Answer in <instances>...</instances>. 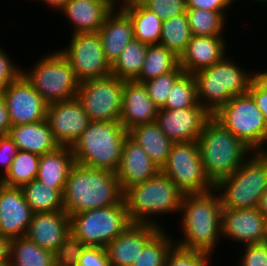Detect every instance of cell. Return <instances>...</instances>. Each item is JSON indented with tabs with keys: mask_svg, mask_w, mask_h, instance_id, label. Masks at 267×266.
I'll return each mask as SVG.
<instances>
[{
	"mask_svg": "<svg viewBox=\"0 0 267 266\" xmlns=\"http://www.w3.org/2000/svg\"><path fill=\"white\" fill-rule=\"evenodd\" d=\"M161 172L174 182L183 195L215 189V184L205 172L197 142H173Z\"/></svg>",
	"mask_w": 267,
	"mask_h": 266,
	"instance_id": "8fae6325",
	"label": "cell"
},
{
	"mask_svg": "<svg viewBox=\"0 0 267 266\" xmlns=\"http://www.w3.org/2000/svg\"><path fill=\"white\" fill-rule=\"evenodd\" d=\"M243 68L226 55L211 67L195 72L198 103L214 115L231 98L247 93L257 72Z\"/></svg>",
	"mask_w": 267,
	"mask_h": 266,
	"instance_id": "277c9868",
	"label": "cell"
},
{
	"mask_svg": "<svg viewBox=\"0 0 267 266\" xmlns=\"http://www.w3.org/2000/svg\"><path fill=\"white\" fill-rule=\"evenodd\" d=\"M127 134L143 148L159 168H162L168 159L173 142L155 122L135 126L128 130Z\"/></svg>",
	"mask_w": 267,
	"mask_h": 266,
	"instance_id": "83f0119b",
	"label": "cell"
},
{
	"mask_svg": "<svg viewBox=\"0 0 267 266\" xmlns=\"http://www.w3.org/2000/svg\"><path fill=\"white\" fill-rule=\"evenodd\" d=\"M180 65V58L171 50L160 44L148 45L142 70L135 80L143 83L173 71Z\"/></svg>",
	"mask_w": 267,
	"mask_h": 266,
	"instance_id": "d6a6232c",
	"label": "cell"
},
{
	"mask_svg": "<svg viewBox=\"0 0 267 266\" xmlns=\"http://www.w3.org/2000/svg\"><path fill=\"white\" fill-rule=\"evenodd\" d=\"M133 221L122 200L109 207L90 209L70 216V231L86 246L105 248Z\"/></svg>",
	"mask_w": 267,
	"mask_h": 266,
	"instance_id": "30bf717a",
	"label": "cell"
},
{
	"mask_svg": "<svg viewBox=\"0 0 267 266\" xmlns=\"http://www.w3.org/2000/svg\"><path fill=\"white\" fill-rule=\"evenodd\" d=\"M186 8L206 9L210 11H227L232 8L230 0H185ZM228 8V9H227Z\"/></svg>",
	"mask_w": 267,
	"mask_h": 266,
	"instance_id": "c3c4849f",
	"label": "cell"
},
{
	"mask_svg": "<svg viewBox=\"0 0 267 266\" xmlns=\"http://www.w3.org/2000/svg\"><path fill=\"white\" fill-rule=\"evenodd\" d=\"M222 205L215 189L182 196L179 225L183 238L176 245L185 250L201 251L212 256L221 236ZM219 239V240H218Z\"/></svg>",
	"mask_w": 267,
	"mask_h": 266,
	"instance_id": "6da1fadb",
	"label": "cell"
},
{
	"mask_svg": "<svg viewBox=\"0 0 267 266\" xmlns=\"http://www.w3.org/2000/svg\"><path fill=\"white\" fill-rule=\"evenodd\" d=\"M32 216L22 189L0 182V234L9 240L24 237Z\"/></svg>",
	"mask_w": 267,
	"mask_h": 266,
	"instance_id": "ac0fdd59",
	"label": "cell"
},
{
	"mask_svg": "<svg viewBox=\"0 0 267 266\" xmlns=\"http://www.w3.org/2000/svg\"><path fill=\"white\" fill-rule=\"evenodd\" d=\"M197 143L205 172L214 184L233 174L253 153L213 116L205 124Z\"/></svg>",
	"mask_w": 267,
	"mask_h": 266,
	"instance_id": "5b68a950",
	"label": "cell"
},
{
	"mask_svg": "<svg viewBox=\"0 0 267 266\" xmlns=\"http://www.w3.org/2000/svg\"><path fill=\"white\" fill-rule=\"evenodd\" d=\"M19 149L15 145L13 139L8 135H0V167L1 174L0 179H2L8 172L13 159L17 156Z\"/></svg>",
	"mask_w": 267,
	"mask_h": 266,
	"instance_id": "bcb514c9",
	"label": "cell"
},
{
	"mask_svg": "<svg viewBox=\"0 0 267 266\" xmlns=\"http://www.w3.org/2000/svg\"><path fill=\"white\" fill-rule=\"evenodd\" d=\"M248 93L252 96L258 109L267 122V84L256 74L252 79Z\"/></svg>",
	"mask_w": 267,
	"mask_h": 266,
	"instance_id": "7dc6e473",
	"label": "cell"
},
{
	"mask_svg": "<svg viewBox=\"0 0 267 266\" xmlns=\"http://www.w3.org/2000/svg\"><path fill=\"white\" fill-rule=\"evenodd\" d=\"M8 266H54L53 252L39 247L26 236L10 240Z\"/></svg>",
	"mask_w": 267,
	"mask_h": 266,
	"instance_id": "f546056e",
	"label": "cell"
},
{
	"mask_svg": "<svg viewBox=\"0 0 267 266\" xmlns=\"http://www.w3.org/2000/svg\"><path fill=\"white\" fill-rule=\"evenodd\" d=\"M182 196L174 182L161 171L153 178L123 191V201L133 223L152 224L160 228L163 227L157 215L180 213Z\"/></svg>",
	"mask_w": 267,
	"mask_h": 266,
	"instance_id": "3957f363",
	"label": "cell"
},
{
	"mask_svg": "<svg viewBox=\"0 0 267 266\" xmlns=\"http://www.w3.org/2000/svg\"><path fill=\"white\" fill-rule=\"evenodd\" d=\"M86 245L71 232L53 252L54 266H77Z\"/></svg>",
	"mask_w": 267,
	"mask_h": 266,
	"instance_id": "ab89813d",
	"label": "cell"
},
{
	"mask_svg": "<svg viewBox=\"0 0 267 266\" xmlns=\"http://www.w3.org/2000/svg\"><path fill=\"white\" fill-rule=\"evenodd\" d=\"M115 6L111 0H69L60 13L72 24L71 34L99 32Z\"/></svg>",
	"mask_w": 267,
	"mask_h": 266,
	"instance_id": "603a6c76",
	"label": "cell"
},
{
	"mask_svg": "<svg viewBox=\"0 0 267 266\" xmlns=\"http://www.w3.org/2000/svg\"><path fill=\"white\" fill-rule=\"evenodd\" d=\"M215 190L222 208L258 207L267 190V151L253 152L233 174L220 179Z\"/></svg>",
	"mask_w": 267,
	"mask_h": 266,
	"instance_id": "52a82bcc",
	"label": "cell"
},
{
	"mask_svg": "<svg viewBox=\"0 0 267 266\" xmlns=\"http://www.w3.org/2000/svg\"><path fill=\"white\" fill-rule=\"evenodd\" d=\"M77 266H111L106 248L86 246Z\"/></svg>",
	"mask_w": 267,
	"mask_h": 266,
	"instance_id": "f6af8a7d",
	"label": "cell"
},
{
	"mask_svg": "<svg viewBox=\"0 0 267 266\" xmlns=\"http://www.w3.org/2000/svg\"><path fill=\"white\" fill-rule=\"evenodd\" d=\"M238 266H267V242L244 245Z\"/></svg>",
	"mask_w": 267,
	"mask_h": 266,
	"instance_id": "ee69618b",
	"label": "cell"
},
{
	"mask_svg": "<svg viewBox=\"0 0 267 266\" xmlns=\"http://www.w3.org/2000/svg\"><path fill=\"white\" fill-rule=\"evenodd\" d=\"M212 115L198 104L195 108L159 109L155 123L172 142H197Z\"/></svg>",
	"mask_w": 267,
	"mask_h": 266,
	"instance_id": "e0dca14e",
	"label": "cell"
},
{
	"mask_svg": "<svg viewBox=\"0 0 267 266\" xmlns=\"http://www.w3.org/2000/svg\"><path fill=\"white\" fill-rule=\"evenodd\" d=\"M232 3H235L236 0H230ZM250 1V0H249ZM251 1H255V2H259L260 4H262L263 0H251Z\"/></svg>",
	"mask_w": 267,
	"mask_h": 266,
	"instance_id": "9f6ffc18",
	"label": "cell"
},
{
	"mask_svg": "<svg viewBox=\"0 0 267 266\" xmlns=\"http://www.w3.org/2000/svg\"><path fill=\"white\" fill-rule=\"evenodd\" d=\"M162 229L152 224H131L105 247L111 266H132L144 247Z\"/></svg>",
	"mask_w": 267,
	"mask_h": 266,
	"instance_id": "d6986e66",
	"label": "cell"
},
{
	"mask_svg": "<svg viewBox=\"0 0 267 266\" xmlns=\"http://www.w3.org/2000/svg\"><path fill=\"white\" fill-rule=\"evenodd\" d=\"M70 232V216L65 210H59L33 213L25 236L39 247L54 252Z\"/></svg>",
	"mask_w": 267,
	"mask_h": 266,
	"instance_id": "7402d4cb",
	"label": "cell"
},
{
	"mask_svg": "<svg viewBox=\"0 0 267 266\" xmlns=\"http://www.w3.org/2000/svg\"><path fill=\"white\" fill-rule=\"evenodd\" d=\"M41 1L44 2L46 6L48 5V8L50 6V8L52 7L56 11L59 9L58 10L59 12L69 0H41Z\"/></svg>",
	"mask_w": 267,
	"mask_h": 266,
	"instance_id": "816d5d0a",
	"label": "cell"
},
{
	"mask_svg": "<svg viewBox=\"0 0 267 266\" xmlns=\"http://www.w3.org/2000/svg\"><path fill=\"white\" fill-rule=\"evenodd\" d=\"M122 200L123 191L116 172L77 163L72 166L63 192L64 210L69 216L116 205Z\"/></svg>",
	"mask_w": 267,
	"mask_h": 266,
	"instance_id": "7a4b0ae2",
	"label": "cell"
},
{
	"mask_svg": "<svg viewBox=\"0 0 267 266\" xmlns=\"http://www.w3.org/2000/svg\"><path fill=\"white\" fill-rule=\"evenodd\" d=\"M70 43L59 50L69 61L80 82L111 75V65L102 49L98 32L71 34Z\"/></svg>",
	"mask_w": 267,
	"mask_h": 266,
	"instance_id": "4fadbf2b",
	"label": "cell"
},
{
	"mask_svg": "<svg viewBox=\"0 0 267 266\" xmlns=\"http://www.w3.org/2000/svg\"><path fill=\"white\" fill-rule=\"evenodd\" d=\"M46 121L59 146L72 147L91 122L75 97L48 105Z\"/></svg>",
	"mask_w": 267,
	"mask_h": 266,
	"instance_id": "2e32d148",
	"label": "cell"
},
{
	"mask_svg": "<svg viewBox=\"0 0 267 266\" xmlns=\"http://www.w3.org/2000/svg\"><path fill=\"white\" fill-rule=\"evenodd\" d=\"M223 38L225 36H192L180 56V66L184 72L194 74L220 62L226 56V51L229 52L227 40Z\"/></svg>",
	"mask_w": 267,
	"mask_h": 266,
	"instance_id": "cb8c5ba5",
	"label": "cell"
},
{
	"mask_svg": "<svg viewBox=\"0 0 267 266\" xmlns=\"http://www.w3.org/2000/svg\"><path fill=\"white\" fill-rule=\"evenodd\" d=\"M158 110L143 83L135 80L124 81L119 122L126 131L141 124L155 122Z\"/></svg>",
	"mask_w": 267,
	"mask_h": 266,
	"instance_id": "ffe728a7",
	"label": "cell"
},
{
	"mask_svg": "<svg viewBox=\"0 0 267 266\" xmlns=\"http://www.w3.org/2000/svg\"><path fill=\"white\" fill-rule=\"evenodd\" d=\"M47 53L22 75L48 105L75 98L80 81L71 64L59 50Z\"/></svg>",
	"mask_w": 267,
	"mask_h": 266,
	"instance_id": "ba28073f",
	"label": "cell"
},
{
	"mask_svg": "<svg viewBox=\"0 0 267 266\" xmlns=\"http://www.w3.org/2000/svg\"><path fill=\"white\" fill-rule=\"evenodd\" d=\"M263 3H265V4H266V6H267V0H263L262 4H263Z\"/></svg>",
	"mask_w": 267,
	"mask_h": 266,
	"instance_id": "680465c9",
	"label": "cell"
},
{
	"mask_svg": "<svg viewBox=\"0 0 267 266\" xmlns=\"http://www.w3.org/2000/svg\"><path fill=\"white\" fill-rule=\"evenodd\" d=\"M9 263H0V266H8Z\"/></svg>",
	"mask_w": 267,
	"mask_h": 266,
	"instance_id": "6f0895ef",
	"label": "cell"
},
{
	"mask_svg": "<svg viewBox=\"0 0 267 266\" xmlns=\"http://www.w3.org/2000/svg\"><path fill=\"white\" fill-rule=\"evenodd\" d=\"M147 49L146 43L136 39L130 41L111 66V75L123 81L136 80L142 70Z\"/></svg>",
	"mask_w": 267,
	"mask_h": 266,
	"instance_id": "4dcf8cb0",
	"label": "cell"
},
{
	"mask_svg": "<svg viewBox=\"0 0 267 266\" xmlns=\"http://www.w3.org/2000/svg\"><path fill=\"white\" fill-rule=\"evenodd\" d=\"M98 33L105 58L111 66L126 45L134 39L132 20L119 5L107 15Z\"/></svg>",
	"mask_w": 267,
	"mask_h": 266,
	"instance_id": "d4e9b609",
	"label": "cell"
},
{
	"mask_svg": "<svg viewBox=\"0 0 267 266\" xmlns=\"http://www.w3.org/2000/svg\"><path fill=\"white\" fill-rule=\"evenodd\" d=\"M221 236L242 247L267 242L266 216L256 208L229 209L221 213Z\"/></svg>",
	"mask_w": 267,
	"mask_h": 266,
	"instance_id": "9a60e30c",
	"label": "cell"
},
{
	"mask_svg": "<svg viewBox=\"0 0 267 266\" xmlns=\"http://www.w3.org/2000/svg\"><path fill=\"white\" fill-rule=\"evenodd\" d=\"M145 8L154 12L162 22L186 13L185 0H138Z\"/></svg>",
	"mask_w": 267,
	"mask_h": 266,
	"instance_id": "b9f144b4",
	"label": "cell"
},
{
	"mask_svg": "<svg viewBox=\"0 0 267 266\" xmlns=\"http://www.w3.org/2000/svg\"><path fill=\"white\" fill-rule=\"evenodd\" d=\"M192 38L187 14L174 16L162 22L160 45L174 52L179 58Z\"/></svg>",
	"mask_w": 267,
	"mask_h": 266,
	"instance_id": "e575fe53",
	"label": "cell"
},
{
	"mask_svg": "<svg viewBox=\"0 0 267 266\" xmlns=\"http://www.w3.org/2000/svg\"><path fill=\"white\" fill-rule=\"evenodd\" d=\"M21 189L33 213L64 210L63 194L38 179L32 180Z\"/></svg>",
	"mask_w": 267,
	"mask_h": 266,
	"instance_id": "1f68e13d",
	"label": "cell"
},
{
	"mask_svg": "<svg viewBox=\"0 0 267 266\" xmlns=\"http://www.w3.org/2000/svg\"><path fill=\"white\" fill-rule=\"evenodd\" d=\"M258 209L267 217V190L261 197Z\"/></svg>",
	"mask_w": 267,
	"mask_h": 266,
	"instance_id": "f5cc1de1",
	"label": "cell"
},
{
	"mask_svg": "<svg viewBox=\"0 0 267 266\" xmlns=\"http://www.w3.org/2000/svg\"><path fill=\"white\" fill-rule=\"evenodd\" d=\"M198 104L195 78L193 74L184 72L175 81L167 101L161 109L178 110L195 108Z\"/></svg>",
	"mask_w": 267,
	"mask_h": 266,
	"instance_id": "74e56055",
	"label": "cell"
},
{
	"mask_svg": "<svg viewBox=\"0 0 267 266\" xmlns=\"http://www.w3.org/2000/svg\"><path fill=\"white\" fill-rule=\"evenodd\" d=\"M226 13L227 11L187 8L186 14L192 36H225V22L228 20Z\"/></svg>",
	"mask_w": 267,
	"mask_h": 266,
	"instance_id": "836d02e7",
	"label": "cell"
},
{
	"mask_svg": "<svg viewBox=\"0 0 267 266\" xmlns=\"http://www.w3.org/2000/svg\"><path fill=\"white\" fill-rule=\"evenodd\" d=\"M211 259L207 253L185 250L175 245L168 254L164 266H210Z\"/></svg>",
	"mask_w": 267,
	"mask_h": 266,
	"instance_id": "60d3db41",
	"label": "cell"
},
{
	"mask_svg": "<svg viewBox=\"0 0 267 266\" xmlns=\"http://www.w3.org/2000/svg\"><path fill=\"white\" fill-rule=\"evenodd\" d=\"M8 54L3 47H0V92L22 74L21 66L16 65L14 59Z\"/></svg>",
	"mask_w": 267,
	"mask_h": 266,
	"instance_id": "7bdbcfd3",
	"label": "cell"
},
{
	"mask_svg": "<svg viewBox=\"0 0 267 266\" xmlns=\"http://www.w3.org/2000/svg\"><path fill=\"white\" fill-rule=\"evenodd\" d=\"M170 234V235H169ZM171 233L162 229L141 251L132 266H164L168 254L176 245Z\"/></svg>",
	"mask_w": 267,
	"mask_h": 266,
	"instance_id": "8d00e7d4",
	"label": "cell"
},
{
	"mask_svg": "<svg viewBox=\"0 0 267 266\" xmlns=\"http://www.w3.org/2000/svg\"><path fill=\"white\" fill-rule=\"evenodd\" d=\"M212 116L253 152L267 151V122L248 92L231 98Z\"/></svg>",
	"mask_w": 267,
	"mask_h": 266,
	"instance_id": "9c48e42d",
	"label": "cell"
},
{
	"mask_svg": "<svg viewBox=\"0 0 267 266\" xmlns=\"http://www.w3.org/2000/svg\"><path fill=\"white\" fill-rule=\"evenodd\" d=\"M124 81L107 77L80 82L76 98L90 121L119 122L121 116Z\"/></svg>",
	"mask_w": 267,
	"mask_h": 266,
	"instance_id": "7c38bea8",
	"label": "cell"
},
{
	"mask_svg": "<svg viewBox=\"0 0 267 266\" xmlns=\"http://www.w3.org/2000/svg\"><path fill=\"white\" fill-rule=\"evenodd\" d=\"M2 94L11 126L46 120L48 104L22 74Z\"/></svg>",
	"mask_w": 267,
	"mask_h": 266,
	"instance_id": "5bb4252c",
	"label": "cell"
},
{
	"mask_svg": "<svg viewBox=\"0 0 267 266\" xmlns=\"http://www.w3.org/2000/svg\"><path fill=\"white\" fill-rule=\"evenodd\" d=\"M10 240L0 234V263H9Z\"/></svg>",
	"mask_w": 267,
	"mask_h": 266,
	"instance_id": "f907efd6",
	"label": "cell"
},
{
	"mask_svg": "<svg viewBox=\"0 0 267 266\" xmlns=\"http://www.w3.org/2000/svg\"><path fill=\"white\" fill-rule=\"evenodd\" d=\"M183 73L184 70L179 65L171 72L159 75L158 77L143 82L147 89L149 97L159 109L165 105L171 88L173 87L175 81Z\"/></svg>",
	"mask_w": 267,
	"mask_h": 266,
	"instance_id": "f35d334b",
	"label": "cell"
},
{
	"mask_svg": "<svg viewBox=\"0 0 267 266\" xmlns=\"http://www.w3.org/2000/svg\"><path fill=\"white\" fill-rule=\"evenodd\" d=\"M161 171L143 148L128 135L124 140L121 162L116 171L122 191L153 178Z\"/></svg>",
	"mask_w": 267,
	"mask_h": 266,
	"instance_id": "44dd1931",
	"label": "cell"
},
{
	"mask_svg": "<svg viewBox=\"0 0 267 266\" xmlns=\"http://www.w3.org/2000/svg\"><path fill=\"white\" fill-rule=\"evenodd\" d=\"M127 131L120 122L91 121L71 147L75 163L116 172Z\"/></svg>",
	"mask_w": 267,
	"mask_h": 266,
	"instance_id": "8992f818",
	"label": "cell"
},
{
	"mask_svg": "<svg viewBox=\"0 0 267 266\" xmlns=\"http://www.w3.org/2000/svg\"><path fill=\"white\" fill-rule=\"evenodd\" d=\"M257 75L267 84V68L263 71H256Z\"/></svg>",
	"mask_w": 267,
	"mask_h": 266,
	"instance_id": "db71d44e",
	"label": "cell"
},
{
	"mask_svg": "<svg viewBox=\"0 0 267 266\" xmlns=\"http://www.w3.org/2000/svg\"><path fill=\"white\" fill-rule=\"evenodd\" d=\"M131 18L134 39L148 45L159 44L162 20L145 8L138 0H130L119 5Z\"/></svg>",
	"mask_w": 267,
	"mask_h": 266,
	"instance_id": "f1b7e54d",
	"label": "cell"
},
{
	"mask_svg": "<svg viewBox=\"0 0 267 266\" xmlns=\"http://www.w3.org/2000/svg\"><path fill=\"white\" fill-rule=\"evenodd\" d=\"M11 127L6 101L2 92H0V135L9 134Z\"/></svg>",
	"mask_w": 267,
	"mask_h": 266,
	"instance_id": "681fc988",
	"label": "cell"
},
{
	"mask_svg": "<svg viewBox=\"0 0 267 266\" xmlns=\"http://www.w3.org/2000/svg\"><path fill=\"white\" fill-rule=\"evenodd\" d=\"M40 155L19 150L6 175L0 182L11 187H22L37 178Z\"/></svg>",
	"mask_w": 267,
	"mask_h": 266,
	"instance_id": "d590c367",
	"label": "cell"
},
{
	"mask_svg": "<svg viewBox=\"0 0 267 266\" xmlns=\"http://www.w3.org/2000/svg\"><path fill=\"white\" fill-rule=\"evenodd\" d=\"M74 164L72 148L60 146L55 151L40 156L36 179L63 194L68 174Z\"/></svg>",
	"mask_w": 267,
	"mask_h": 266,
	"instance_id": "4316f807",
	"label": "cell"
},
{
	"mask_svg": "<svg viewBox=\"0 0 267 266\" xmlns=\"http://www.w3.org/2000/svg\"><path fill=\"white\" fill-rule=\"evenodd\" d=\"M115 5L122 4V0H111ZM121 2V3H120Z\"/></svg>",
	"mask_w": 267,
	"mask_h": 266,
	"instance_id": "11a10c76",
	"label": "cell"
},
{
	"mask_svg": "<svg viewBox=\"0 0 267 266\" xmlns=\"http://www.w3.org/2000/svg\"><path fill=\"white\" fill-rule=\"evenodd\" d=\"M128 1H130V0H122V3H124V2H128Z\"/></svg>",
	"mask_w": 267,
	"mask_h": 266,
	"instance_id": "91938a15",
	"label": "cell"
},
{
	"mask_svg": "<svg viewBox=\"0 0 267 266\" xmlns=\"http://www.w3.org/2000/svg\"><path fill=\"white\" fill-rule=\"evenodd\" d=\"M8 135L13 139L19 150L40 156L53 152L60 147L53 138L46 120L12 126Z\"/></svg>",
	"mask_w": 267,
	"mask_h": 266,
	"instance_id": "484cf974",
	"label": "cell"
}]
</instances>
